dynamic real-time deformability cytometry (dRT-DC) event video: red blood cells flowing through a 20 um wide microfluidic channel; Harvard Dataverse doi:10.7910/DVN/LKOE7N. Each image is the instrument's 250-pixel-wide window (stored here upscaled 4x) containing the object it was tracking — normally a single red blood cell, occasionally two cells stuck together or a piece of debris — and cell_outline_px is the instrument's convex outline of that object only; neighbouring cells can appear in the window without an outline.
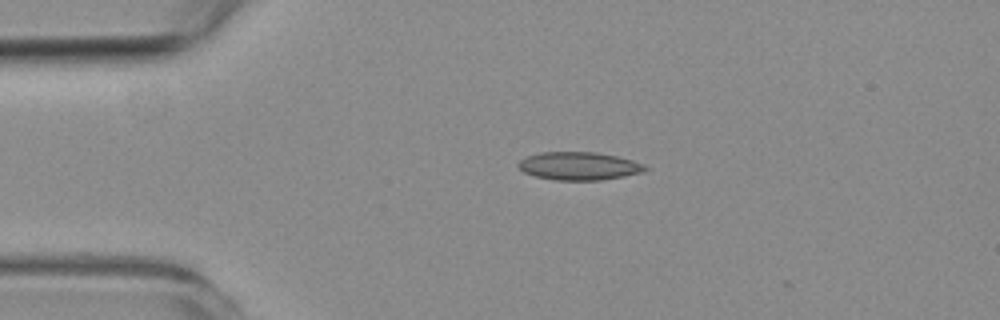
{"species": "common noctule bat (a hibernating species)", "species_latin": "Nyctalus noctula", "temperature_condition": "room temperature", "stored_images_in_passage": 44, "camera_frame_rate_fps": 3000, "um_per_image_px": 0.085, "animal": {"sex": "female", "body_mass_g": 19.3, "forearm_length_mm": 54.1}, "frame": {"image": 1, "passage_image": 2, "time_ms": 0.333, "image_size_px": [1000, 320], "cell_outline_px": [[648, 168], [644, 172], [624, 176], [600, 180], [552, 180], [536, 176], [524, 172], [516, 164], [520, 160], [528, 156], [540, 152], [596, 152], [616, 156], [632, 160], [644, 164]], "centroid_in_image_um": [49.22, 14.11], "position_along_channel_um": 35.8, "area_um2": 20.69}}
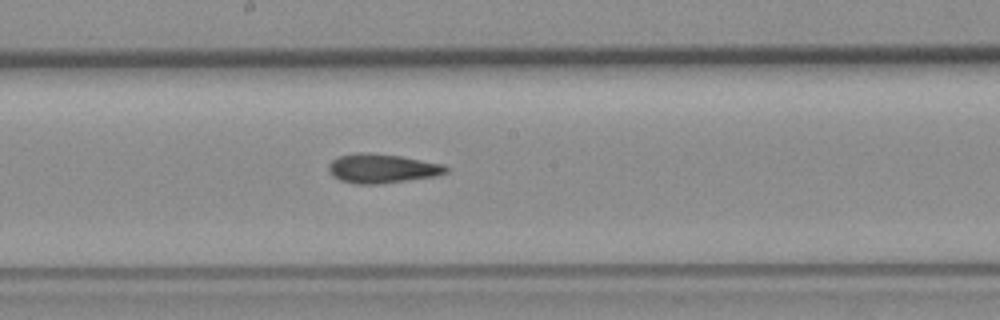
{"frame": {"image": 2, "passage_image": 19, "time_ms": 6.0, "image_size_px": [1000, 320], "cell_outline_px": [[448, 172], [436, 176], [380, 184], [352, 184], [340, 180], [332, 176], [328, 172], [328, 164], [332, 160], [340, 156], [356, 152], [364, 152], [400, 156], [444, 164], [448, 168]], "centroid_in_image_um": [32.45, 14.33], "position_along_channel_um": 215.8, "area_um2": 20.11}}
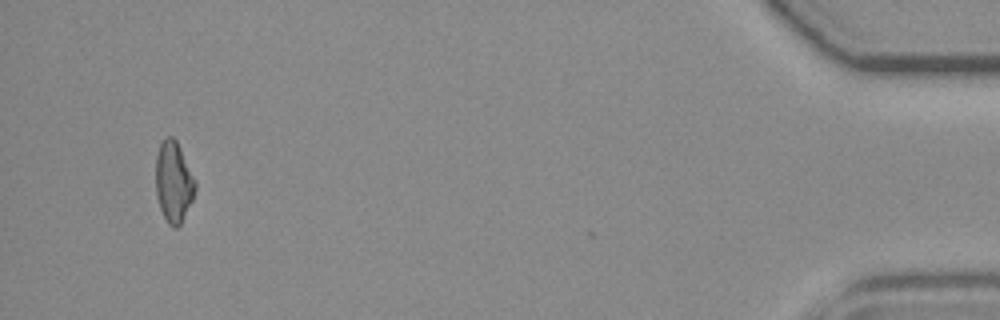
{"frame": {"image": 3, "passage_image": 42, "time_ms": 13.667, "image_size_px": [1000, 320], "cell_outline_px": [[196, 188], [192, 200], [180, 224], [176, 228], [172, 228], [168, 224], [160, 208], [156, 196], [156, 156], [160, 144], [168, 136], [172, 136], [176, 140], [196, 180]], "centroid_in_image_um": [14.75, 15.47], "position_along_channel_um": 420.4, "area_um2": 18.5}, "authors_computed_cell_mechanics": {"area_um2": 19.3919, "velocity_mm_per_s": 3.7743, "shape_relaxation_time_tau1_ms": null, "shape_relaxation_time_tau2_ms": 5.0712, "deformation_change_tau1": null, "deformation_change_tau2": 0.1395}}